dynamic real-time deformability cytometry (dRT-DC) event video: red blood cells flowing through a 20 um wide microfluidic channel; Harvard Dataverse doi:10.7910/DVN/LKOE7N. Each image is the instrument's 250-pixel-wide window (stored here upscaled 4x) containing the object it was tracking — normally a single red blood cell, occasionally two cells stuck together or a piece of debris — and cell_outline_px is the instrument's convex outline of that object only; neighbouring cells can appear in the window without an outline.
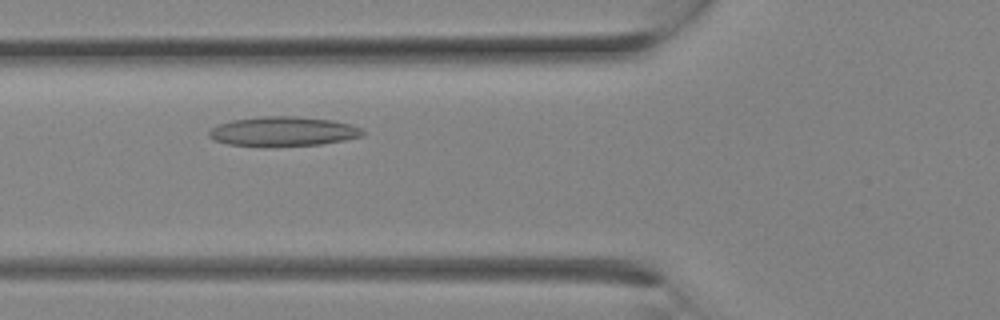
{"species": "Egyptian fruit bat (a non-hibernating species)", "species_latin": "Rousettus aegyptiacus", "temperature_condition": "room temperature", "stored_images_in_passage": 6, "camera_frame_rate_fps": 3000, "um_per_image_px": 0.085, "animal": {"sex": "female"}, "frame": {"image": 1, "passage_image": 3, "time_ms": 0.667, "image_size_px": [1000, 320], "cell_outline_px": [[364, 136], [344, 140], [320, 144], [228, 144], [216, 140], [208, 136], [208, 132], [212, 128], [220, 124], [232, 120], [260, 116], [296, 116], [332, 120], [348, 124], [360, 128], [364, 132]], "centroid_in_image_um": [24.09, 11.13], "position_along_channel_um": 101.7, "area_um2": 25.43}}
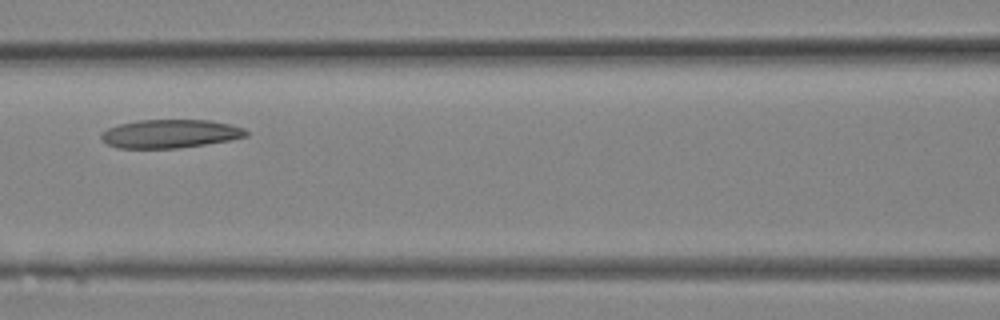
{"frame": {"image": 2, "passage_image": 5, "time_ms": 1.333, "image_size_px": [1000, 320], "cell_outline_px": [[248, 136], [228, 140], [204, 144], [176, 148], [116, 148], [108, 144], [100, 136], [108, 128], [120, 124], [140, 120], [208, 120], [232, 124], [244, 128], [248, 132]], "centroid_in_image_um": [14.49, 11.36], "position_along_channel_um": 152.1, "area_um2": 23.81}}